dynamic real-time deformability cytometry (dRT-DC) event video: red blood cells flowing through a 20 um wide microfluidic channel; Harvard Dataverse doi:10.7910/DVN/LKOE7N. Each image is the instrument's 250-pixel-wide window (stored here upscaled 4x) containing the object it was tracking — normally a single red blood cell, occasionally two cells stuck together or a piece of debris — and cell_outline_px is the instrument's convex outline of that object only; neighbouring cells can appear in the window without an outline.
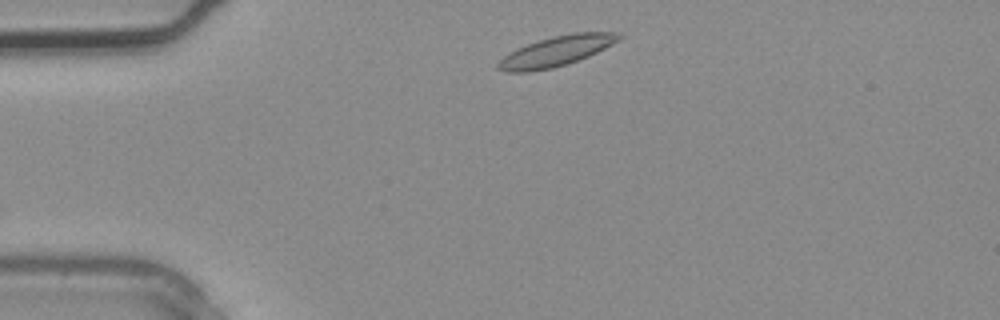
{"species": "common noctule bat (a hibernating species)", "species_latin": "Nyctalus noctula", "temperature_condition": "warm", "stored_images_in_passage": 2, "camera_frame_rate_fps": 3000, "um_per_image_px": 0.085, "animal": {"sex": "male", "body_mass_g": 20.4}, "frame": {"image": 1, "passage_image": 1, "time_ms": 0.0, "image_size_px": [1000, 320], "cell_outline_px": [[624, 36], [620, 40], [588, 56], [552, 68], [528, 72], [504, 72], [496, 68], [496, 64], [508, 52], [516, 48], [552, 36], [576, 32], [620, 32]], "centroid_in_image_um": [47.27, 4.34], "position_along_channel_um": 37.7, "area_um2": 21.1}}